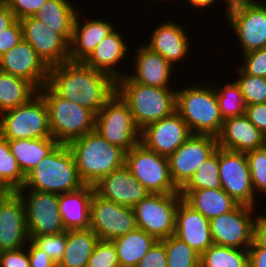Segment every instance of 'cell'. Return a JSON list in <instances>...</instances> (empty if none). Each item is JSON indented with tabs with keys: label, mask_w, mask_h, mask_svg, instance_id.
<instances>
[{
	"label": "cell",
	"mask_w": 266,
	"mask_h": 267,
	"mask_svg": "<svg viewBox=\"0 0 266 267\" xmlns=\"http://www.w3.org/2000/svg\"><path fill=\"white\" fill-rule=\"evenodd\" d=\"M47 85L59 96L95 115L116 92V81L83 62L67 61L49 67Z\"/></svg>",
	"instance_id": "cell-1"
},
{
	"label": "cell",
	"mask_w": 266,
	"mask_h": 267,
	"mask_svg": "<svg viewBox=\"0 0 266 267\" xmlns=\"http://www.w3.org/2000/svg\"><path fill=\"white\" fill-rule=\"evenodd\" d=\"M81 181L94 186L102 177L125 165L126 152L95 130L68 144Z\"/></svg>",
	"instance_id": "cell-2"
},
{
	"label": "cell",
	"mask_w": 266,
	"mask_h": 267,
	"mask_svg": "<svg viewBox=\"0 0 266 267\" xmlns=\"http://www.w3.org/2000/svg\"><path fill=\"white\" fill-rule=\"evenodd\" d=\"M204 84V85H203ZM176 88V112L192 134L218 137L223 127L213 82ZM206 84V86H205Z\"/></svg>",
	"instance_id": "cell-3"
},
{
	"label": "cell",
	"mask_w": 266,
	"mask_h": 267,
	"mask_svg": "<svg viewBox=\"0 0 266 267\" xmlns=\"http://www.w3.org/2000/svg\"><path fill=\"white\" fill-rule=\"evenodd\" d=\"M116 92L128 104L140 130L176 111V89L172 87L137 84L125 75L116 81Z\"/></svg>",
	"instance_id": "cell-4"
},
{
	"label": "cell",
	"mask_w": 266,
	"mask_h": 267,
	"mask_svg": "<svg viewBox=\"0 0 266 267\" xmlns=\"http://www.w3.org/2000/svg\"><path fill=\"white\" fill-rule=\"evenodd\" d=\"M81 181L74 156L65 144H59L26 176V189L63 194L80 189Z\"/></svg>",
	"instance_id": "cell-5"
},
{
	"label": "cell",
	"mask_w": 266,
	"mask_h": 267,
	"mask_svg": "<svg viewBox=\"0 0 266 267\" xmlns=\"http://www.w3.org/2000/svg\"><path fill=\"white\" fill-rule=\"evenodd\" d=\"M45 100L49 125L59 144L68 145L95 130L96 115L73 101L59 97L47 84L38 90Z\"/></svg>",
	"instance_id": "cell-6"
},
{
	"label": "cell",
	"mask_w": 266,
	"mask_h": 267,
	"mask_svg": "<svg viewBox=\"0 0 266 267\" xmlns=\"http://www.w3.org/2000/svg\"><path fill=\"white\" fill-rule=\"evenodd\" d=\"M0 134L7 140L52 138L48 109L37 92L25 104L0 114Z\"/></svg>",
	"instance_id": "cell-7"
},
{
	"label": "cell",
	"mask_w": 266,
	"mask_h": 267,
	"mask_svg": "<svg viewBox=\"0 0 266 267\" xmlns=\"http://www.w3.org/2000/svg\"><path fill=\"white\" fill-rule=\"evenodd\" d=\"M95 131L125 152L141 142V130L135 124L128 104L117 92L97 113Z\"/></svg>",
	"instance_id": "cell-8"
},
{
	"label": "cell",
	"mask_w": 266,
	"mask_h": 267,
	"mask_svg": "<svg viewBox=\"0 0 266 267\" xmlns=\"http://www.w3.org/2000/svg\"><path fill=\"white\" fill-rule=\"evenodd\" d=\"M125 166L150 194L180 193L171 179L168 158L141 142L126 152Z\"/></svg>",
	"instance_id": "cell-9"
},
{
	"label": "cell",
	"mask_w": 266,
	"mask_h": 267,
	"mask_svg": "<svg viewBox=\"0 0 266 267\" xmlns=\"http://www.w3.org/2000/svg\"><path fill=\"white\" fill-rule=\"evenodd\" d=\"M182 198L180 193L149 194L133 207L138 228L159 241L174 235L176 211Z\"/></svg>",
	"instance_id": "cell-10"
},
{
	"label": "cell",
	"mask_w": 266,
	"mask_h": 267,
	"mask_svg": "<svg viewBox=\"0 0 266 267\" xmlns=\"http://www.w3.org/2000/svg\"><path fill=\"white\" fill-rule=\"evenodd\" d=\"M17 192L24 200L30 240L35 236L56 235L66 231L59 212L58 194L25 187Z\"/></svg>",
	"instance_id": "cell-11"
},
{
	"label": "cell",
	"mask_w": 266,
	"mask_h": 267,
	"mask_svg": "<svg viewBox=\"0 0 266 267\" xmlns=\"http://www.w3.org/2000/svg\"><path fill=\"white\" fill-rule=\"evenodd\" d=\"M90 228L100 240L112 241L138 228L132 207L117 204L95 191L91 201Z\"/></svg>",
	"instance_id": "cell-12"
},
{
	"label": "cell",
	"mask_w": 266,
	"mask_h": 267,
	"mask_svg": "<svg viewBox=\"0 0 266 267\" xmlns=\"http://www.w3.org/2000/svg\"><path fill=\"white\" fill-rule=\"evenodd\" d=\"M255 209L238 204L232 211L211 218L209 222L213 244L248 249L253 243Z\"/></svg>",
	"instance_id": "cell-13"
},
{
	"label": "cell",
	"mask_w": 266,
	"mask_h": 267,
	"mask_svg": "<svg viewBox=\"0 0 266 267\" xmlns=\"http://www.w3.org/2000/svg\"><path fill=\"white\" fill-rule=\"evenodd\" d=\"M217 148L216 137L192 134L168 157L170 176L175 186L180 190Z\"/></svg>",
	"instance_id": "cell-14"
},
{
	"label": "cell",
	"mask_w": 266,
	"mask_h": 267,
	"mask_svg": "<svg viewBox=\"0 0 266 267\" xmlns=\"http://www.w3.org/2000/svg\"><path fill=\"white\" fill-rule=\"evenodd\" d=\"M219 169L222 189L238 204L250 207L258 204L245 152L219 148Z\"/></svg>",
	"instance_id": "cell-15"
},
{
	"label": "cell",
	"mask_w": 266,
	"mask_h": 267,
	"mask_svg": "<svg viewBox=\"0 0 266 267\" xmlns=\"http://www.w3.org/2000/svg\"><path fill=\"white\" fill-rule=\"evenodd\" d=\"M30 241L23 198L17 191L0 195V251L26 247Z\"/></svg>",
	"instance_id": "cell-16"
},
{
	"label": "cell",
	"mask_w": 266,
	"mask_h": 267,
	"mask_svg": "<svg viewBox=\"0 0 266 267\" xmlns=\"http://www.w3.org/2000/svg\"><path fill=\"white\" fill-rule=\"evenodd\" d=\"M23 39L27 41L48 67L70 61V43L33 16L19 20Z\"/></svg>",
	"instance_id": "cell-17"
},
{
	"label": "cell",
	"mask_w": 266,
	"mask_h": 267,
	"mask_svg": "<svg viewBox=\"0 0 266 267\" xmlns=\"http://www.w3.org/2000/svg\"><path fill=\"white\" fill-rule=\"evenodd\" d=\"M244 6L227 13L236 38H238L242 54L266 48V4Z\"/></svg>",
	"instance_id": "cell-18"
},
{
	"label": "cell",
	"mask_w": 266,
	"mask_h": 267,
	"mask_svg": "<svg viewBox=\"0 0 266 267\" xmlns=\"http://www.w3.org/2000/svg\"><path fill=\"white\" fill-rule=\"evenodd\" d=\"M190 129L175 111L141 130V143L161 156H171L190 136Z\"/></svg>",
	"instance_id": "cell-19"
},
{
	"label": "cell",
	"mask_w": 266,
	"mask_h": 267,
	"mask_svg": "<svg viewBox=\"0 0 266 267\" xmlns=\"http://www.w3.org/2000/svg\"><path fill=\"white\" fill-rule=\"evenodd\" d=\"M0 71L23 78L37 90L47 84L49 67L24 39L0 56Z\"/></svg>",
	"instance_id": "cell-20"
},
{
	"label": "cell",
	"mask_w": 266,
	"mask_h": 267,
	"mask_svg": "<svg viewBox=\"0 0 266 267\" xmlns=\"http://www.w3.org/2000/svg\"><path fill=\"white\" fill-rule=\"evenodd\" d=\"M93 187L99 196L132 208L150 194L125 165L102 177Z\"/></svg>",
	"instance_id": "cell-21"
},
{
	"label": "cell",
	"mask_w": 266,
	"mask_h": 267,
	"mask_svg": "<svg viewBox=\"0 0 266 267\" xmlns=\"http://www.w3.org/2000/svg\"><path fill=\"white\" fill-rule=\"evenodd\" d=\"M160 23L151 33L150 38L144 45L151 51L160 54L172 66L190 55V37L181 23L177 24L168 19Z\"/></svg>",
	"instance_id": "cell-22"
},
{
	"label": "cell",
	"mask_w": 266,
	"mask_h": 267,
	"mask_svg": "<svg viewBox=\"0 0 266 267\" xmlns=\"http://www.w3.org/2000/svg\"><path fill=\"white\" fill-rule=\"evenodd\" d=\"M174 235L200 255L213 245L210 222L183 198L176 211Z\"/></svg>",
	"instance_id": "cell-23"
},
{
	"label": "cell",
	"mask_w": 266,
	"mask_h": 267,
	"mask_svg": "<svg viewBox=\"0 0 266 267\" xmlns=\"http://www.w3.org/2000/svg\"><path fill=\"white\" fill-rule=\"evenodd\" d=\"M137 51L133 56V70L125 74L137 84L152 87H170L171 73L174 67L160 54L151 51L142 43L136 47ZM171 76V77H170ZM170 82V83H169Z\"/></svg>",
	"instance_id": "cell-24"
},
{
	"label": "cell",
	"mask_w": 266,
	"mask_h": 267,
	"mask_svg": "<svg viewBox=\"0 0 266 267\" xmlns=\"http://www.w3.org/2000/svg\"><path fill=\"white\" fill-rule=\"evenodd\" d=\"M217 140L219 148L235 152L246 153L266 146V136L245 114L224 120Z\"/></svg>",
	"instance_id": "cell-25"
},
{
	"label": "cell",
	"mask_w": 266,
	"mask_h": 267,
	"mask_svg": "<svg viewBox=\"0 0 266 267\" xmlns=\"http://www.w3.org/2000/svg\"><path fill=\"white\" fill-rule=\"evenodd\" d=\"M79 14L77 12L74 20L73 36L70 43L69 59L72 62H84L100 41L116 29L112 21H106V18L105 20L86 19V21L80 22Z\"/></svg>",
	"instance_id": "cell-26"
},
{
	"label": "cell",
	"mask_w": 266,
	"mask_h": 267,
	"mask_svg": "<svg viewBox=\"0 0 266 267\" xmlns=\"http://www.w3.org/2000/svg\"><path fill=\"white\" fill-rule=\"evenodd\" d=\"M124 36L126 35H123L121 30L119 32V28H116L100 41L91 55L83 63L95 70L107 73L115 81L124 77L126 75L123 73L124 71L117 68L120 67L119 63H122V60L128 56L129 53L127 52L130 50L125 42L126 39H123Z\"/></svg>",
	"instance_id": "cell-27"
},
{
	"label": "cell",
	"mask_w": 266,
	"mask_h": 267,
	"mask_svg": "<svg viewBox=\"0 0 266 267\" xmlns=\"http://www.w3.org/2000/svg\"><path fill=\"white\" fill-rule=\"evenodd\" d=\"M94 191L92 185H84L78 190L58 194L59 212L66 231L90 228Z\"/></svg>",
	"instance_id": "cell-28"
},
{
	"label": "cell",
	"mask_w": 266,
	"mask_h": 267,
	"mask_svg": "<svg viewBox=\"0 0 266 267\" xmlns=\"http://www.w3.org/2000/svg\"><path fill=\"white\" fill-rule=\"evenodd\" d=\"M183 199L207 219L232 211L238 203L221 189L179 190Z\"/></svg>",
	"instance_id": "cell-29"
},
{
	"label": "cell",
	"mask_w": 266,
	"mask_h": 267,
	"mask_svg": "<svg viewBox=\"0 0 266 267\" xmlns=\"http://www.w3.org/2000/svg\"><path fill=\"white\" fill-rule=\"evenodd\" d=\"M77 12L70 0H47L33 17L71 43Z\"/></svg>",
	"instance_id": "cell-30"
},
{
	"label": "cell",
	"mask_w": 266,
	"mask_h": 267,
	"mask_svg": "<svg viewBox=\"0 0 266 267\" xmlns=\"http://www.w3.org/2000/svg\"><path fill=\"white\" fill-rule=\"evenodd\" d=\"M11 154L26 176L41 160L48 156L59 143L54 138L7 140Z\"/></svg>",
	"instance_id": "cell-31"
},
{
	"label": "cell",
	"mask_w": 266,
	"mask_h": 267,
	"mask_svg": "<svg viewBox=\"0 0 266 267\" xmlns=\"http://www.w3.org/2000/svg\"><path fill=\"white\" fill-rule=\"evenodd\" d=\"M99 240L91 228L67 230V245L57 267H87L88 259Z\"/></svg>",
	"instance_id": "cell-32"
},
{
	"label": "cell",
	"mask_w": 266,
	"mask_h": 267,
	"mask_svg": "<svg viewBox=\"0 0 266 267\" xmlns=\"http://www.w3.org/2000/svg\"><path fill=\"white\" fill-rule=\"evenodd\" d=\"M156 241L153 236L140 228L112 240L120 267H136Z\"/></svg>",
	"instance_id": "cell-33"
},
{
	"label": "cell",
	"mask_w": 266,
	"mask_h": 267,
	"mask_svg": "<svg viewBox=\"0 0 266 267\" xmlns=\"http://www.w3.org/2000/svg\"><path fill=\"white\" fill-rule=\"evenodd\" d=\"M37 92L27 80L0 71V114L25 104Z\"/></svg>",
	"instance_id": "cell-34"
},
{
	"label": "cell",
	"mask_w": 266,
	"mask_h": 267,
	"mask_svg": "<svg viewBox=\"0 0 266 267\" xmlns=\"http://www.w3.org/2000/svg\"><path fill=\"white\" fill-rule=\"evenodd\" d=\"M200 267H248V251L213 244L200 255Z\"/></svg>",
	"instance_id": "cell-35"
},
{
	"label": "cell",
	"mask_w": 266,
	"mask_h": 267,
	"mask_svg": "<svg viewBox=\"0 0 266 267\" xmlns=\"http://www.w3.org/2000/svg\"><path fill=\"white\" fill-rule=\"evenodd\" d=\"M25 182L18 163L9 149L8 141L0 134V187L5 191H18Z\"/></svg>",
	"instance_id": "cell-36"
},
{
	"label": "cell",
	"mask_w": 266,
	"mask_h": 267,
	"mask_svg": "<svg viewBox=\"0 0 266 267\" xmlns=\"http://www.w3.org/2000/svg\"><path fill=\"white\" fill-rule=\"evenodd\" d=\"M213 85L223 120L245 114L246 104L235 79L222 84L221 87L218 83Z\"/></svg>",
	"instance_id": "cell-37"
},
{
	"label": "cell",
	"mask_w": 266,
	"mask_h": 267,
	"mask_svg": "<svg viewBox=\"0 0 266 267\" xmlns=\"http://www.w3.org/2000/svg\"><path fill=\"white\" fill-rule=\"evenodd\" d=\"M219 147L180 190L221 189Z\"/></svg>",
	"instance_id": "cell-38"
},
{
	"label": "cell",
	"mask_w": 266,
	"mask_h": 267,
	"mask_svg": "<svg viewBox=\"0 0 266 267\" xmlns=\"http://www.w3.org/2000/svg\"><path fill=\"white\" fill-rule=\"evenodd\" d=\"M167 254V267H200V254L175 235L161 240Z\"/></svg>",
	"instance_id": "cell-39"
},
{
	"label": "cell",
	"mask_w": 266,
	"mask_h": 267,
	"mask_svg": "<svg viewBox=\"0 0 266 267\" xmlns=\"http://www.w3.org/2000/svg\"><path fill=\"white\" fill-rule=\"evenodd\" d=\"M239 77L235 80L239 85L246 105L266 103V78L246 74L236 67Z\"/></svg>",
	"instance_id": "cell-40"
},
{
	"label": "cell",
	"mask_w": 266,
	"mask_h": 267,
	"mask_svg": "<svg viewBox=\"0 0 266 267\" xmlns=\"http://www.w3.org/2000/svg\"><path fill=\"white\" fill-rule=\"evenodd\" d=\"M256 195H266V146L245 153Z\"/></svg>",
	"instance_id": "cell-41"
},
{
	"label": "cell",
	"mask_w": 266,
	"mask_h": 267,
	"mask_svg": "<svg viewBox=\"0 0 266 267\" xmlns=\"http://www.w3.org/2000/svg\"><path fill=\"white\" fill-rule=\"evenodd\" d=\"M31 241L58 264L63 257L67 245V231L56 235L35 236Z\"/></svg>",
	"instance_id": "cell-42"
},
{
	"label": "cell",
	"mask_w": 266,
	"mask_h": 267,
	"mask_svg": "<svg viewBox=\"0 0 266 267\" xmlns=\"http://www.w3.org/2000/svg\"><path fill=\"white\" fill-rule=\"evenodd\" d=\"M87 267H120L114 243L99 240L88 259Z\"/></svg>",
	"instance_id": "cell-43"
},
{
	"label": "cell",
	"mask_w": 266,
	"mask_h": 267,
	"mask_svg": "<svg viewBox=\"0 0 266 267\" xmlns=\"http://www.w3.org/2000/svg\"><path fill=\"white\" fill-rule=\"evenodd\" d=\"M242 57L244 61L239 67L246 74L266 78V48L246 52Z\"/></svg>",
	"instance_id": "cell-44"
},
{
	"label": "cell",
	"mask_w": 266,
	"mask_h": 267,
	"mask_svg": "<svg viewBox=\"0 0 266 267\" xmlns=\"http://www.w3.org/2000/svg\"><path fill=\"white\" fill-rule=\"evenodd\" d=\"M15 19L20 20L25 17L34 16L47 0H4Z\"/></svg>",
	"instance_id": "cell-45"
},
{
	"label": "cell",
	"mask_w": 266,
	"mask_h": 267,
	"mask_svg": "<svg viewBox=\"0 0 266 267\" xmlns=\"http://www.w3.org/2000/svg\"><path fill=\"white\" fill-rule=\"evenodd\" d=\"M136 267H167L165 245L157 240Z\"/></svg>",
	"instance_id": "cell-46"
},
{
	"label": "cell",
	"mask_w": 266,
	"mask_h": 267,
	"mask_svg": "<svg viewBox=\"0 0 266 267\" xmlns=\"http://www.w3.org/2000/svg\"><path fill=\"white\" fill-rule=\"evenodd\" d=\"M22 39V27L20 21L16 19L0 32V56L16 46Z\"/></svg>",
	"instance_id": "cell-47"
},
{
	"label": "cell",
	"mask_w": 266,
	"mask_h": 267,
	"mask_svg": "<svg viewBox=\"0 0 266 267\" xmlns=\"http://www.w3.org/2000/svg\"><path fill=\"white\" fill-rule=\"evenodd\" d=\"M0 267H30L27 247L0 251Z\"/></svg>",
	"instance_id": "cell-48"
},
{
	"label": "cell",
	"mask_w": 266,
	"mask_h": 267,
	"mask_svg": "<svg viewBox=\"0 0 266 267\" xmlns=\"http://www.w3.org/2000/svg\"><path fill=\"white\" fill-rule=\"evenodd\" d=\"M245 115L266 136V103L246 105Z\"/></svg>",
	"instance_id": "cell-49"
},
{
	"label": "cell",
	"mask_w": 266,
	"mask_h": 267,
	"mask_svg": "<svg viewBox=\"0 0 266 267\" xmlns=\"http://www.w3.org/2000/svg\"><path fill=\"white\" fill-rule=\"evenodd\" d=\"M26 247L28 249L30 267H57V264L49 255L38 248L31 240Z\"/></svg>",
	"instance_id": "cell-50"
},
{
	"label": "cell",
	"mask_w": 266,
	"mask_h": 267,
	"mask_svg": "<svg viewBox=\"0 0 266 267\" xmlns=\"http://www.w3.org/2000/svg\"><path fill=\"white\" fill-rule=\"evenodd\" d=\"M254 221L253 243L250 246L266 247V214H256Z\"/></svg>",
	"instance_id": "cell-51"
},
{
	"label": "cell",
	"mask_w": 266,
	"mask_h": 267,
	"mask_svg": "<svg viewBox=\"0 0 266 267\" xmlns=\"http://www.w3.org/2000/svg\"><path fill=\"white\" fill-rule=\"evenodd\" d=\"M248 267H266V247L249 246Z\"/></svg>",
	"instance_id": "cell-52"
},
{
	"label": "cell",
	"mask_w": 266,
	"mask_h": 267,
	"mask_svg": "<svg viewBox=\"0 0 266 267\" xmlns=\"http://www.w3.org/2000/svg\"><path fill=\"white\" fill-rule=\"evenodd\" d=\"M15 20V16L10 11L8 4L2 0L0 2V32L9 27Z\"/></svg>",
	"instance_id": "cell-53"
},
{
	"label": "cell",
	"mask_w": 266,
	"mask_h": 267,
	"mask_svg": "<svg viewBox=\"0 0 266 267\" xmlns=\"http://www.w3.org/2000/svg\"><path fill=\"white\" fill-rule=\"evenodd\" d=\"M223 2H225L224 4L226 5L224 6V15H227L230 11L240 7L262 4L260 0H224Z\"/></svg>",
	"instance_id": "cell-54"
},
{
	"label": "cell",
	"mask_w": 266,
	"mask_h": 267,
	"mask_svg": "<svg viewBox=\"0 0 266 267\" xmlns=\"http://www.w3.org/2000/svg\"><path fill=\"white\" fill-rule=\"evenodd\" d=\"M186 0H183V2L185 3ZM188 4L190 7H193L196 9V11L201 10L204 11L203 9L209 10L207 8H211L212 5L217 4V2H219L220 0H187ZM198 8V9H197Z\"/></svg>",
	"instance_id": "cell-55"
},
{
	"label": "cell",
	"mask_w": 266,
	"mask_h": 267,
	"mask_svg": "<svg viewBox=\"0 0 266 267\" xmlns=\"http://www.w3.org/2000/svg\"><path fill=\"white\" fill-rule=\"evenodd\" d=\"M5 191L0 187V195H2Z\"/></svg>",
	"instance_id": "cell-56"
},
{
	"label": "cell",
	"mask_w": 266,
	"mask_h": 267,
	"mask_svg": "<svg viewBox=\"0 0 266 267\" xmlns=\"http://www.w3.org/2000/svg\"><path fill=\"white\" fill-rule=\"evenodd\" d=\"M163 1H164V0H163ZM168 1H170V2L173 3V0H165V2H168ZM176 1H178V0H176ZM174 2H175V0H174Z\"/></svg>",
	"instance_id": "cell-57"
}]
</instances>
